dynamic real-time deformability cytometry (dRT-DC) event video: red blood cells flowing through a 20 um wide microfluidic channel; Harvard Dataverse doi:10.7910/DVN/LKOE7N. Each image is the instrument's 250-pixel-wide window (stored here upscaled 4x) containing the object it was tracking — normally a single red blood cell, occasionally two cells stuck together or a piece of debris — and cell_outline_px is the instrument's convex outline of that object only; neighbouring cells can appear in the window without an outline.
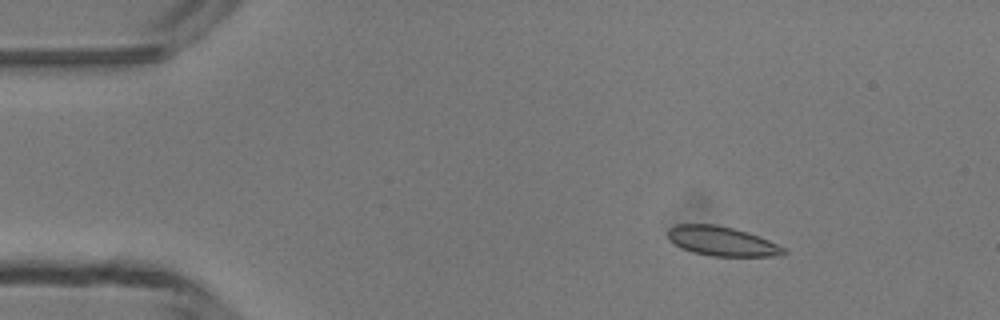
{"species": "common noctule bat (a hibernating species)", "species_latin": "Nyctalus noctula", "temperature_condition": "room temperature", "stored_images_in_passage": 3, "camera_frame_rate_fps": 3000, "um_per_image_px": 0.085, "animal": {"sex": "male", "body_mass_g": 13.3}, "frame": {"image": 1, "passage_image": 1, "time_ms": 0.0, "image_size_px": [1000, 320], "cell_outline_px": [[788, 252], [784, 256], [712, 256], [692, 252], [680, 248], [668, 236], [668, 228], [676, 224], [716, 224], [748, 232], [788, 248]], "centroid_in_image_um": [61.42, 20.51], "position_along_channel_um": 23.6, "area_um2": 20.0}}
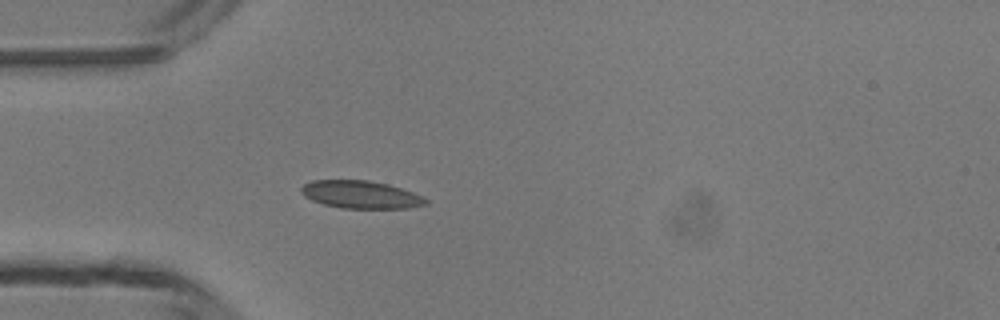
{"frame": {"image": 2, "passage_image": 3, "time_ms": 2.333, "image_size_px": [1000, 320], "cell_outline_px": [[428, 204], [408, 208], [340, 208], [324, 204], [312, 200], [304, 196], [300, 192], [300, 188], [304, 184], [312, 180], [368, 180], [388, 184], [412, 192], [428, 200]], "centroid_in_image_um": [30.64, 16.54], "position_along_channel_um": 54.4, "area_um2": 20.06}}